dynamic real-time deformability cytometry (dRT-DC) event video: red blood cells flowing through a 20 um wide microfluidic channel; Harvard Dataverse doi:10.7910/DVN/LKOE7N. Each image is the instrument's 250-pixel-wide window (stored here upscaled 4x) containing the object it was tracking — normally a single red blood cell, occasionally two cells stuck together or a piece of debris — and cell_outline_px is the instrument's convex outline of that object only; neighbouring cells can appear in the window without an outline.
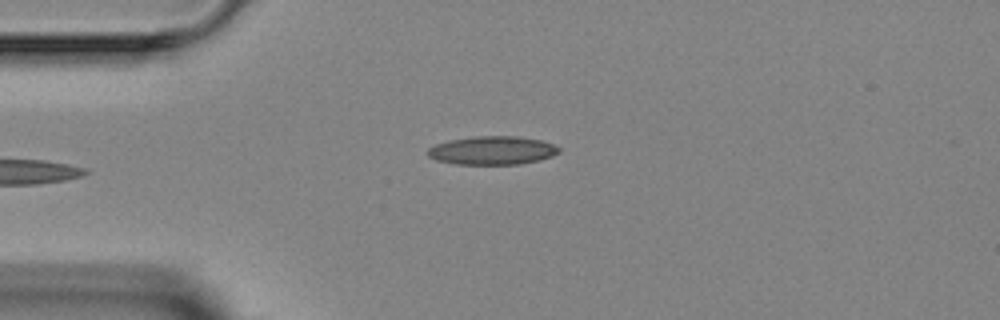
{"species": "Egyptian fruit bat (a non-hibernating species)", "species_latin": "Rousettus aegyptiacus", "temperature_condition": "room temperature", "stored_images_in_passage": 4, "camera_frame_rate_fps": 3000, "um_per_image_px": 0.085, "animal": {"sex": "female"}, "frame": {"image": 1, "passage_image": 2, "time_ms": 2.0, "image_size_px": [1000, 320], "cell_outline_px": [[560, 152], [552, 156], [540, 160], [520, 164], [456, 164], [436, 160], [428, 156], [428, 148], [436, 144], [448, 140], [472, 136], [516, 136], [540, 140], [552, 144], [560, 148]], "centroid_in_image_um": [41.84, 12.78], "position_along_channel_um": 43.2, "area_um2": 21.79}}